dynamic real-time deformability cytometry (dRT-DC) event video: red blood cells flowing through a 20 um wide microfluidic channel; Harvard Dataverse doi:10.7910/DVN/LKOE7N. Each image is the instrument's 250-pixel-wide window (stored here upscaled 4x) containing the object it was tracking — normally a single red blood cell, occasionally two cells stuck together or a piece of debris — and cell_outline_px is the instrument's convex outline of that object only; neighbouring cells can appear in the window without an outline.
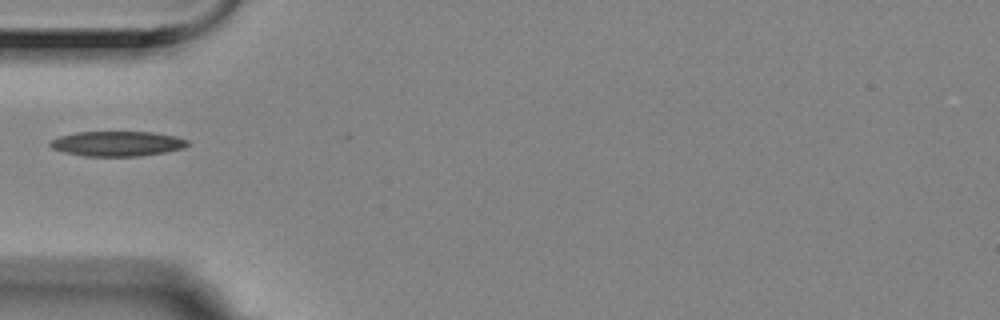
{"species": "Egyptian fruit bat (a non-hibernating species)", "species_latin": "Rousettus aegyptiacus", "temperature_condition": "room temperature", "stored_images_in_passage": 7, "segment_of_instrument_passage": [2, 2], "camera_frame_rate_fps": 3000, "um_per_image_px": 0.085, "animal": {"sex": "female"}, "frame": {"image": 1, "passage_image": 5, "time_ms": 1.333, "image_size_px": [1000, 320], "cell_outline_px": [[188, 144], [184, 148], [164, 152], [140, 156], [84, 156], [64, 152], [52, 148], [48, 144], [52, 140], [60, 136], [76, 132], [152, 132], [176, 136], [188, 140]], "centroid_in_image_um": [9.97, 12.21], "position_along_channel_um": 75.0, "area_um2": 19.94}}
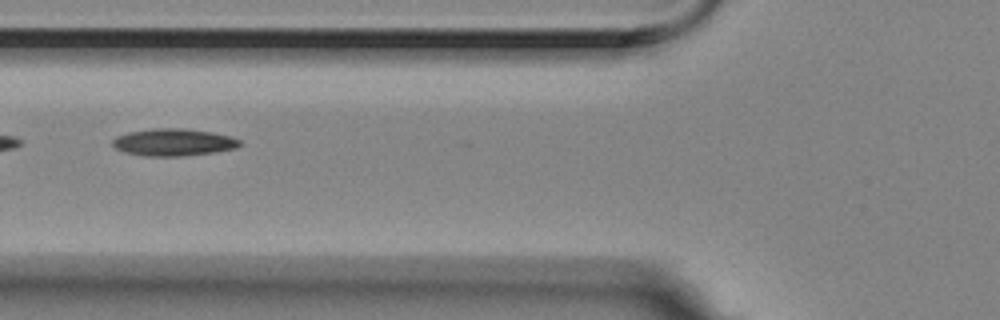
{"frame": {"image": 2, "passage_image": 6, "time_ms": 1.667, "image_size_px": [1000, 320], "cell_outline_px": [[244, 144], [236, 148], [216, 152], [184, 156], [144, 156], [128, 152], [116, 148], [112, 144], [112, 140], [116, 136], [128, 132], [152, 128], [184, 128], [212, 132], [232, 136], [240, 140]], "centroid_in_image_um": [14.8, 12.08], "position_along_channel_um": 111.0, "area_um2": 20.35}}
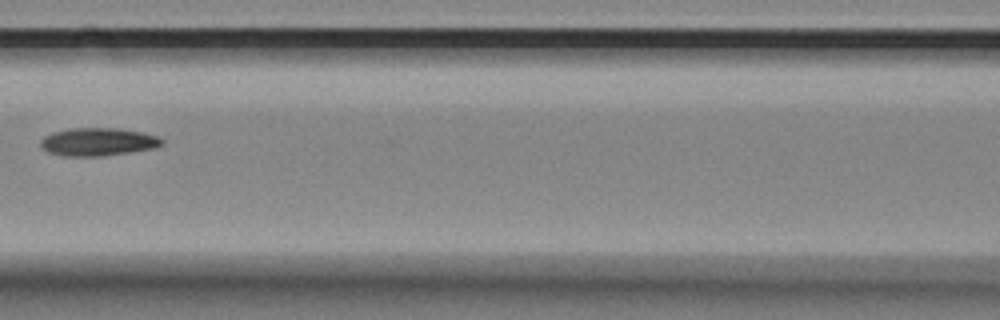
{"frame": {"image": 3, "passage_image": 7, "time_ms": 2.0, "image_size_px": [1000, 320], "cell_outline_px": [[164, 144], [152, 148], [104, 156], [64, 156], [48, 152], [40, 144], [40, 140], [44, 136], [52, 132], [72, 128], [120, 128], [140, 132], [156, 136], [164, 140]], "centroid_in_image_um": [8.31, 12.05], "position_along_channel_um": 158.3, "area_um2": 19.65}}